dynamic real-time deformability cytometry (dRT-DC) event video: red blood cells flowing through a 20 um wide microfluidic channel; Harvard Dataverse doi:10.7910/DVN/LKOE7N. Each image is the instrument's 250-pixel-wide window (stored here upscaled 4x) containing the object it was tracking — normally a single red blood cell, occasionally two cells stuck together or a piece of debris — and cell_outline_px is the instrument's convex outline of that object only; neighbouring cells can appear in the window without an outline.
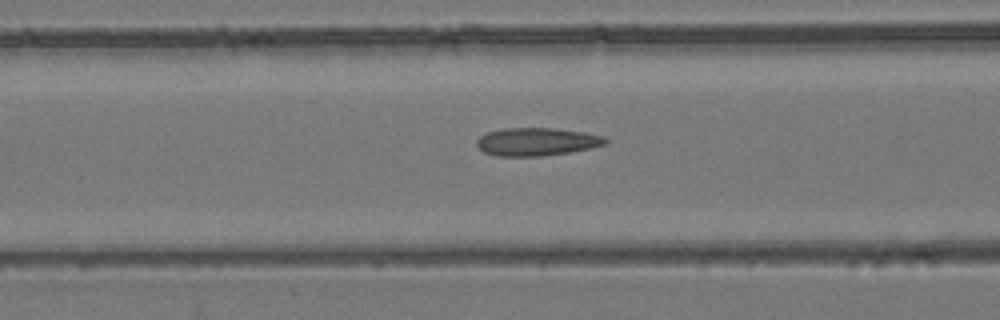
{"species": "common noctule bat (a hibernating species)", "species_latin": "Nyctalus noctula", "temperature_condition": "room temperature", "stored_images_in_passage": 43, "camera_frame_rate_fps": 3000, "um_per_image_px": 0.085, "animal": {"sex": "female", "body_mass_g": 24.6, "forearm_length_mm": 56.2}, "frame": {"image": 1, "passage_image": 22, "time_ms": 7.0, "image_size_px": [1000, 320], "cell_outline_px": [[608, 140], [604, 144], [592, 148], [568, 152], [540, 156], [496, 156], [484, 152], [476, 144], [476, 140], [480, 136], [488, 132], [504, 128], [552, 128], [584, 132], [604, 136]], "centroid_in_image_um": [45.61, 12.04], "position_along_channel_um": 121.0, "area_um2": 20.87}}
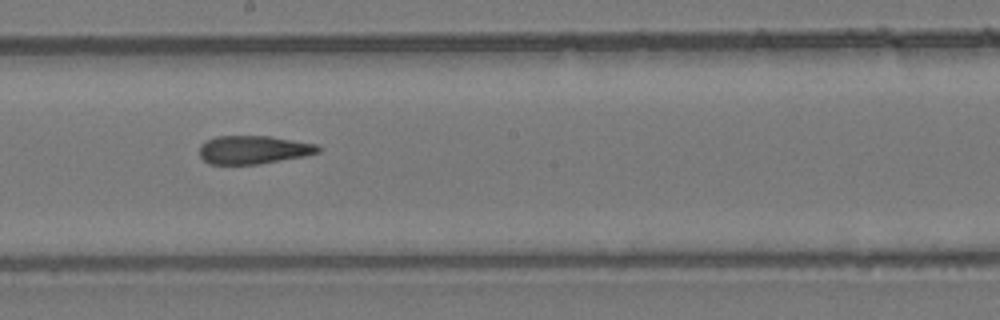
{"frame": {"image": 2, "passage_image": 30, "time_ms": 9.667, "image_size_px": [1000, 320], "cell_outline_px": [[324, 148], [320, 152], [304, 156], [260, 164], [208, 164], [200, 156], [200, 144], [216, 136], [268, 136], [316, 144]], "centroid_in_image_um": [21.56, 12.73], "position_along_channel_um": 226.6, "area_um2": 19.59}}
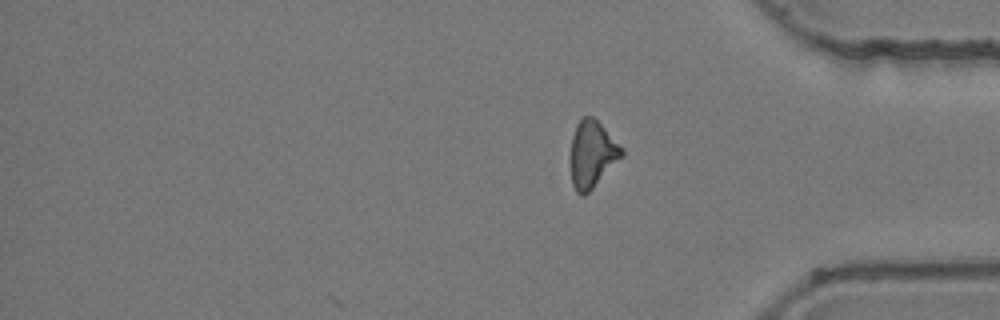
{"frame": {"image": 3, "passage_image": 43, "time_ms": 14.0, "image_size_px": [1000, 320], "cell_outline_px": [[624, 156], [584, 196], [580, 196], [576, 192], [572, 184], [568, 160], [572, 136], [576, 124], [584, 116], [592, 116], [624, 148]], "centroid_in_image_um": [50.3, 13.13], "position_along_channel_um": 384.9, "area_um2": 20.35}, "authors_computed_cell_mechanics": {"area_um2": 20.808, "velocity_mm_per_s": 3.9484, "shape_relaxation_time_tau1_ms": null, "shape_relaxation_time_tau2_ms": 3.994, "deformation_change_tau1": null, "deformation_change_tau2": 0.1142}}